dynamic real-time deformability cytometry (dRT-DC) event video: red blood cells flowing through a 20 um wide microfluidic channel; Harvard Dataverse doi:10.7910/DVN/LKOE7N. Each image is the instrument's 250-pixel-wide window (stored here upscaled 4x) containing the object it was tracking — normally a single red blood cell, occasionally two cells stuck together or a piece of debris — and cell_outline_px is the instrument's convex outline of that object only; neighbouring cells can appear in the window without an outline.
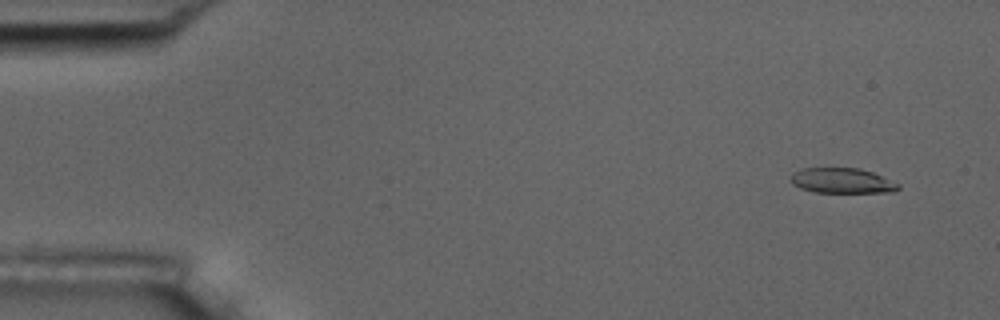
{"species": "common noctule bat (a hibernating species)", "species_latin": "Nyctalus noctula", "temperature_condition": "room temperature", "stored_images_in_passage": 53, "camera_frame_rate_fps": 3000, "um_per_image_px": 0.085, "animal": {"sex": "male", "body_mass_g": 17.5, "forearm_length_mm": 52.3}, "frame": {"image": 1, "passage_image": 1, "time_ms": 0.0, "image_size_px": [1000, 320], "cell_outline_px": [[900, 188], [892, 192], [812, 192], [800, 188], [792, 184], [792, 172], [800, 168], [860, 168], [872, 172], [900, 184]], "centroid_in_image_um": [71.56, 15.35], "position_along_channel_um": 13.4, "area_um2": 15.78}}
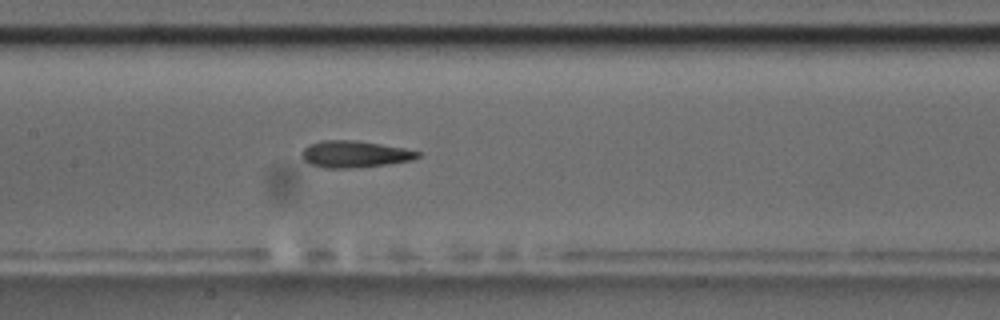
{"frame": {"image": 2, "passage_image": 24, "time_ms": 7.667, "image_size_px": [1000, 320], "cell_outline_px": [[420, 156], [412, 160], [388, 164], [360, 168], [324, 168], [308, 164], [300, 156], [300, 152], [308, 144], [320, 140], [356, 140], [404, 148], [420, 152]], "centroid_in_image_um": [30.09, 13.11], "position_along_channel_um": 177.3, "area_um2": 18.38}}
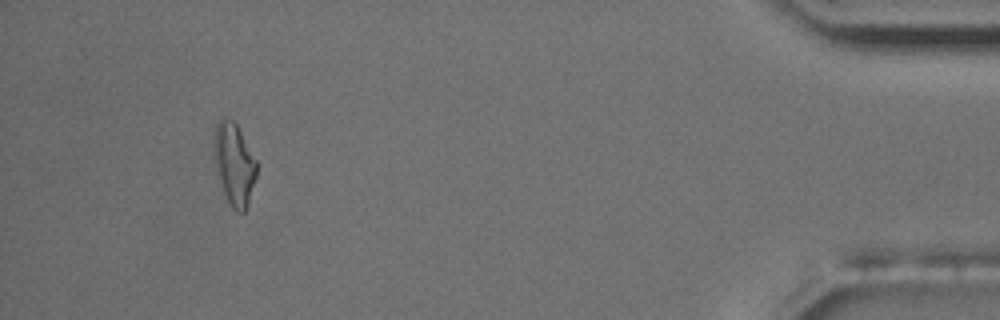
{"frame": {"image": 3, "passage_image": 49, "time_ms": 16.0, "image_size_px": [1000, 320], "cell_outline_px": [[256, 176], [248, 204], [244, 212], [236, 212], [232, 208], [224, 192], [216, 168], [216, 124], [220, 116], [224, 116], [232, 120], [236, 124], [256, 160]], "centroid_in_image_um": [19.93, 13.95], "position_along_channel_um": 415.3, "area_um2": 19.59}, "authors_computed_cell_mechanics": {"area_um2": 17.8024, "velocity_mm_per_s": 3.6496, "shape_relaxation_time_tau1_ms": 7.0447, "shape_relaxation_time_tau2_ms": 3.0969, "deformation_change_tau1": 0.2089, "deformation_change_tau2": 0.1205}}